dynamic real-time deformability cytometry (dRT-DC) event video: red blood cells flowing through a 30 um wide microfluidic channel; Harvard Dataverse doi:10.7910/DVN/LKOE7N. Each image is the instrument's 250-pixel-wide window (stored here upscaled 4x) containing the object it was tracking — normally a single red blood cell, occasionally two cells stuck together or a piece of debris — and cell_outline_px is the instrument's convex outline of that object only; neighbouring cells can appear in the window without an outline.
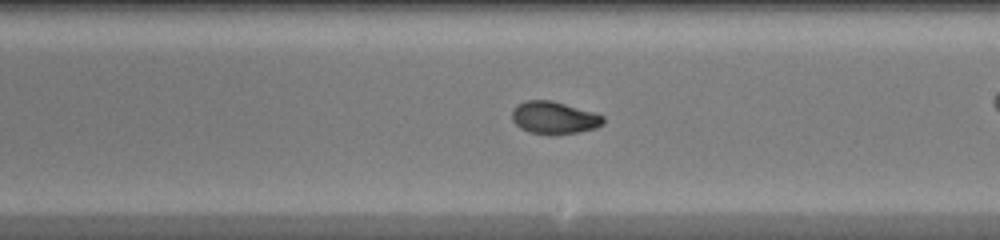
{"species": "common noctule bat (a hibernating species)", "species_latin": "Nyctalus noctula", "temperature_condition": "warm", "stored_images_in_passage": 47, "camera_frame_rate_fps": 3000, "um_per_image_px": 0.085, "animal": {"sex": "female", "body_mass_g": 20.0, "forearm_length_mm": 54.0}, "frame": {"image": 1, "passage_image": 27, "time_ms": 8.667, "image_size_px": [1000, 240], "cell_outline_px": [[604, 124], [596, 128], [576, 132], [552, 136], [528, 132], [520, 128], [512, 120], [512, 108], [516, 104], [524, 100], [552, 100], [596, 112], [604, 116]], "centroid_in_image_um": [47.09, 10.01], "position_along_channel_um": 241.9, "area_um2": 17.74}}